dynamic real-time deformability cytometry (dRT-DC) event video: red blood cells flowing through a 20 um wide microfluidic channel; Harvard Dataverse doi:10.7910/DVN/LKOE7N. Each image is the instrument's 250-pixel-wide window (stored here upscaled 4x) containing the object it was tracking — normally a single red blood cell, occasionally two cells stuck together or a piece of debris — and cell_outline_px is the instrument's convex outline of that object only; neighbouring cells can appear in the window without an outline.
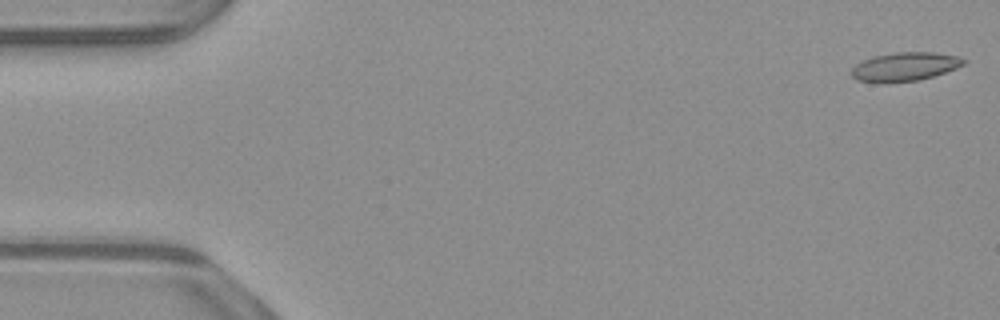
{"species": "common noctule bat (a hibernating species)", "species_latin": "Nyctalus noctula", "temperature_condition": "warm", "stored_images_in_passage": 52, "camera_frame_rate_fps": 3000, "um_per_image_px": 0.085, "animal": {"sex": "male", "body_mass_g": 23.1, "forearm_length_mm": 52.7}, "frame": {"image": 1, "passage_image": 1, "time_ms": 0.0, "image_size_px": [1000, 320], "cell_outline_px": [[968, 60], [964, 64], [956, 68], [932, 76], [916, 80], [856, 80], [848, 72], [856, 64], [872, 56], [896, 52], [932, 52], [956, 56]], "centroid_in_image_um": [76.92, 5.62], "position_along_channel_um": 8.1, "area_um2": 18.03}}
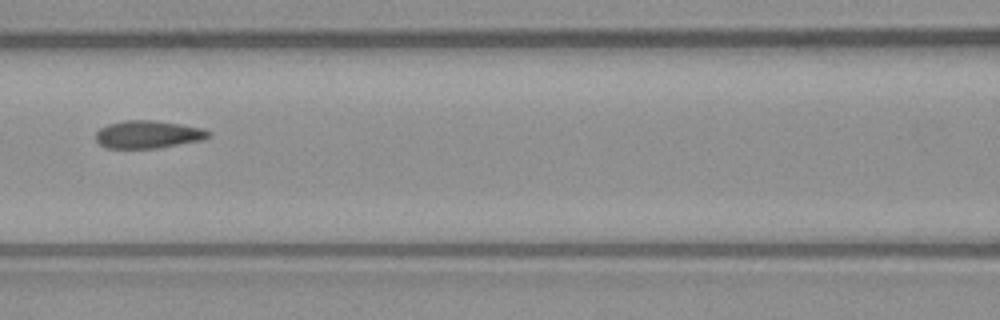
{"frame": {"image": 2, "passage_image": 23, "time_ms": 7.333, "image_size_px": [1000, 320], "cell_outline_px": [[212, 136], [200, 140], [156, 148], [108, 148], [100, 144], [96, 140], [96, 132], [100, 128], [108, 124], [124, 120], [152, 120], [180, 124], [204, 128], [212, 132]], "centroid_in_image_um": [12.6, 11.42], "position_along_channel_um": 154.0, "area_um2": 18.15}}
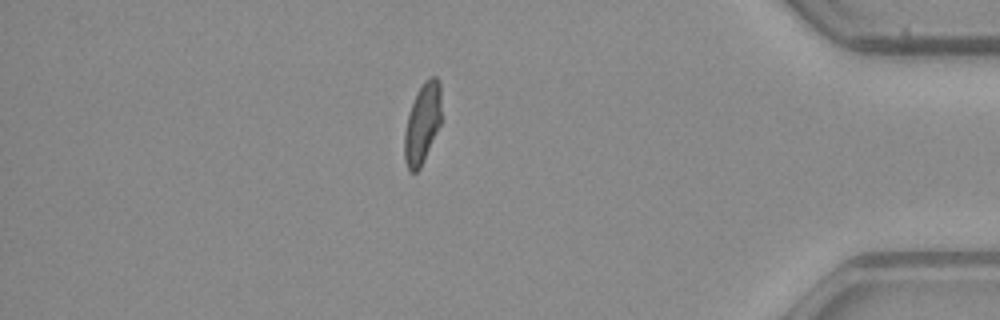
{"frame": {"image": 3, "passage_image": 45, "time_ms": 14.667, "image_size_px": [1000, 320], "cell_outline_px": [[440, 124], [420, 168], [416, 172], [408, 172], [404, 160], [404, 132], [408, 116], [416, 92], [424, 80], [432, 76], [436, 76], [440, 84]], "centroid_in_image_um": [35.88, 10.5], "position_along_channel_um": 399.3, "area_um2": 17.17}, "authors_computed_cell_mechanics": {"area_um2": 18.3804, "velocity_mm_per_s": 3.9215, "shape_relaxation_time_tau1_ms": null, "shape_relaxation_time_tau2_ms": 1.5014, "deformation_change_tau1": null, "deformation_change_tau2": 0.0814}}